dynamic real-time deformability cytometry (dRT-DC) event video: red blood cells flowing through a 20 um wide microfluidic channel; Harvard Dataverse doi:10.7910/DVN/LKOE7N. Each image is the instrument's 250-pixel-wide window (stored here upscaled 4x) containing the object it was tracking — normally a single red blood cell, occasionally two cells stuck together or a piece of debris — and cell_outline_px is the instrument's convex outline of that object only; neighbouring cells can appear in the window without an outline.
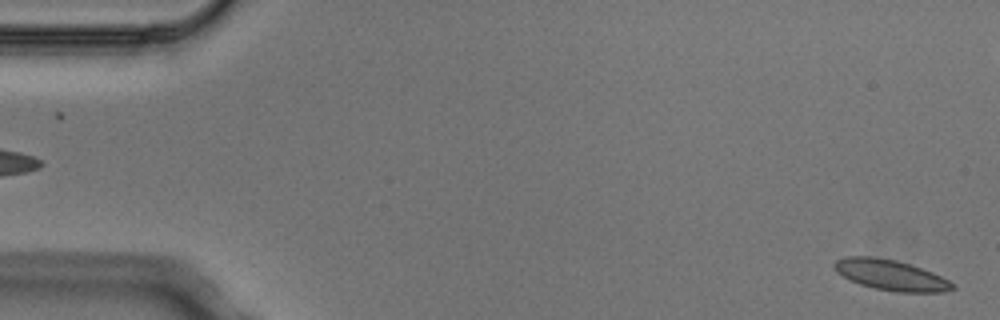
{"species": "Egyptian fruit bat (a non-hibernating species)", "species_latin": "Rousettus aegyptiacus", "temperature_condition": "cold", "stored_images_in_passage": 4, "segment_of_instrument_passage": [2, 2], "camera_frame_rate_fps": 3000, "um_per_image_px": 0.085, "animal": {"sex": "male"}, "frame": {"image": 1, "passage_image": 4, "time_ms": 1.0, "image_size_px": [1000, 320], "cell_outline_px": [[956, 288], [944, 292], [896, 292], [876, 288], [860, 284], [836, 272], [832, 264], [836, 260], [848, 256], [872, 256], [896, 260], [932, 272], [956, 284]], "centroid_in_image_um": [75.73, 23.38], "position_along_channel_um": 9.3, "area_um2": 20.87}}